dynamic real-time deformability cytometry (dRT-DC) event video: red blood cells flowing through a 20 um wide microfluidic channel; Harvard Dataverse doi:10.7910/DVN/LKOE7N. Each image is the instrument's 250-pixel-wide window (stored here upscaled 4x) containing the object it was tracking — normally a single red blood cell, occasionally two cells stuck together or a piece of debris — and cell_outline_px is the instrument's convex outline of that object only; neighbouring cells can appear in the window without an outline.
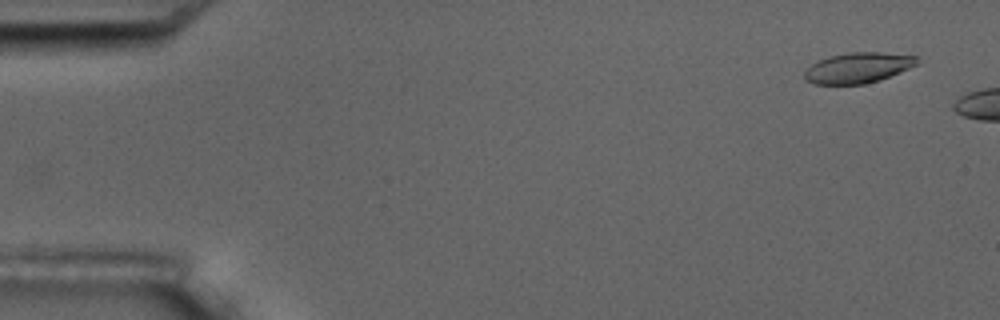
{"species": "common noctule bat (a hibernating species)", "species_latin": "Nyctalus noctula", "temperature_condition": "room temperature", "stored_images_in_passage": 5, "camera_frame_rate_fps": 3000, "um_per_image_px": 0.085, "animal": {"sex": "male", "body_mass_g": 17.5, "forearm_length_mm": 52.3}, "frame": {"image": 1, "passage_image": 2, "time_ms": 1.0, "image_size_px": [1000, 320], "cell_outline_px": [[920, 64], [880, 80], [864, 84], [812, 84], [804, 80], [804, 72], [812, 64], [820, 60], [832, 56], [852, 52], [880, 52], [916, 56]], "centroid_in_image_um": [72.95, 5.77], "position_along_channel_um": 12.1, "area_um2": 19.94}}